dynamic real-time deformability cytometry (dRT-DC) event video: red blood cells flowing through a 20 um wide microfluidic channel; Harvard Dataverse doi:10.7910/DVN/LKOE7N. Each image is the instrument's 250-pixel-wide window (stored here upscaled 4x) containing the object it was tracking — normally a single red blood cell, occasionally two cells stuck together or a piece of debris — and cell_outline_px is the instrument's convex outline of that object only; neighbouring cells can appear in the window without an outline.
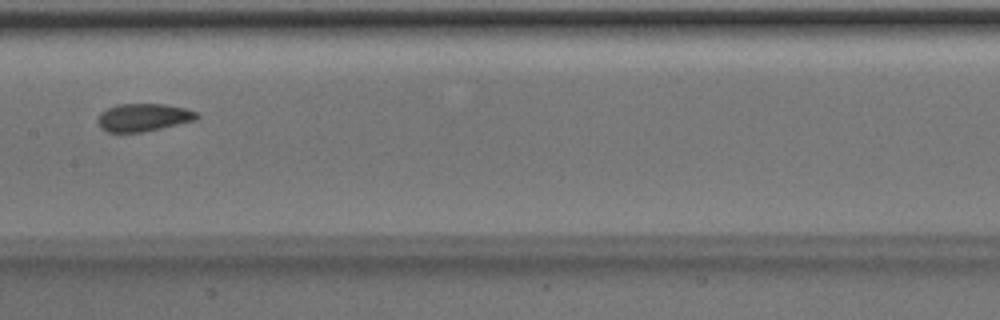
{"species": "Egyptian fruit bat (a non-hibernating species)", "species_latin": "Rousettus aegyptiacus", "temperature_condition": "room temperature", "stored_images_in_passage": 7, "camera_frame_rate_fps": 3000, "um_per_image_px": 0.085, "animal": {"sex": "male"}, "frame": {"image": 1, "passage_image": 7, "time_ms": 2.0, "image_size_px": [1000, 320], "cell_outline_px": [[200, 116], [196, 120], [144, 132], [108, 132], [100, 128], [96, 120], [100, 112], [116, 104], [164, 104], [184, 108], [200, 112]], "centroid_in_image_um": [12.19, 9.98], "position_along_channel_um": 195.2, "area_um2": 16.24}}